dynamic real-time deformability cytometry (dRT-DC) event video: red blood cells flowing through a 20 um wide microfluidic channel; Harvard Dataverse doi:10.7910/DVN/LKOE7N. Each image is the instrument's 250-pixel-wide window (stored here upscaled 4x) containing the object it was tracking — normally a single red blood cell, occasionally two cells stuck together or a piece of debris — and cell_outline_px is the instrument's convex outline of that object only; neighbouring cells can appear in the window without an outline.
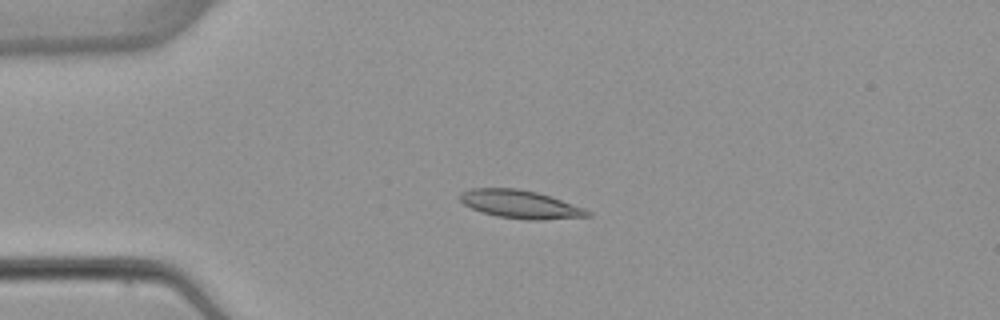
{"species": "common noctule bat (a hibernating species)", "species_latin": "Nyctalus noctula", "temperature_condition": "warm", "stored_images_in_passage": 7, "camera_frame_rate_fps": 3000, "um_per_image_px": 0.085, "animal": {"sex": "female", "body_mass_g": 22.7, "forearm_length_mm": 54.2}, "frame": {"image": 1, "passage_image": 4, "time_ms": 3.667, "image_size_px": [1000, 320], "cell_outline_px": [[592, 216], [544, 220], [528, 220], [496, 216], [472, 208], [464, 204], [460, 200], [460, 192], [472, 188], [516, 188], [536, 192], [552, 196], [584, 208], [592, 212]], "centroid_in_image_um": [44.26, 17.36], "position_along_channel_um": 40.7, "area_um2": 20.98}}
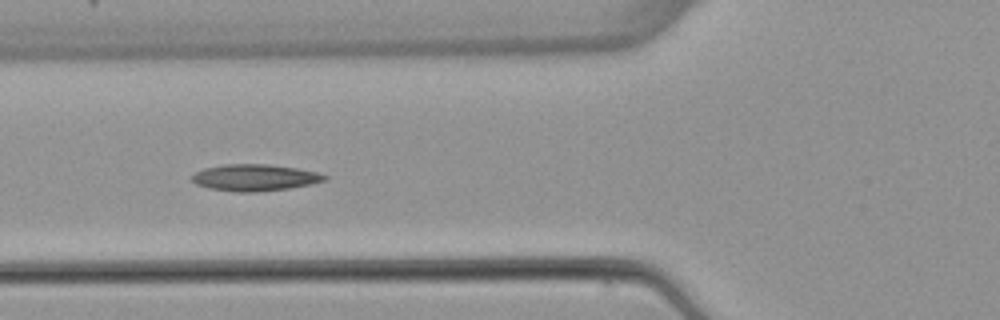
{"frame": {"image": 2, "passage_image": 6, "time_ms": 6.0, "image_size_px": [1000, 320], "cell_outline_px": [[328, 180], [312, 184], [288, 188], [256, 192], [236, 192], [208, 188], [196, 184], [192, 180], [192, 176], [196, 172], [204, 168], [224, 164], [268, 164], [296, 168], [316, 172], [328, 176]], "centroid_in_image_um": [21.66, 15.09], "position_along_channel_um": 104.1, "area_um2": 20.58}}
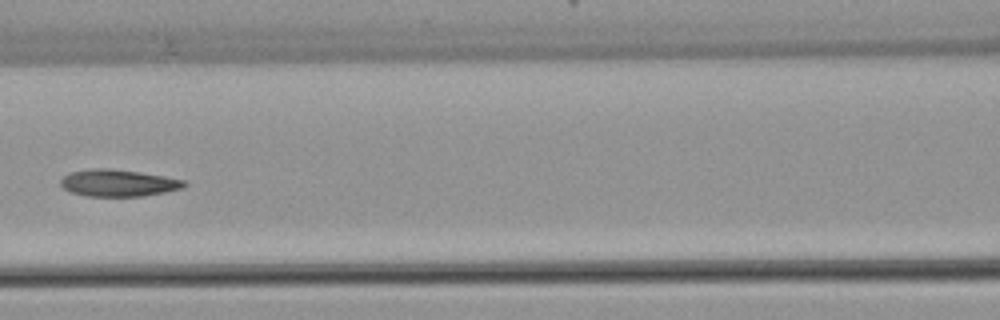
{"frame": {"image": 3, "passage_image": 7, "time_ms": 7.333, "image_size_px": [1000, 320], "cell_outline_px": [[188, 184], [180, 188], [164, 192], [144, 196], [88, 196], [72, 192], [64, 188], [60, 184], [60, 180], [64, 176], [72, 172], [92, 168], [112, 168], [140, 172], [164, 176], [184, 180]], "centroid_in_image_um": [10.05, 15.54], "position_along_channel_um": 156.6, "area_um2": 19.25}}